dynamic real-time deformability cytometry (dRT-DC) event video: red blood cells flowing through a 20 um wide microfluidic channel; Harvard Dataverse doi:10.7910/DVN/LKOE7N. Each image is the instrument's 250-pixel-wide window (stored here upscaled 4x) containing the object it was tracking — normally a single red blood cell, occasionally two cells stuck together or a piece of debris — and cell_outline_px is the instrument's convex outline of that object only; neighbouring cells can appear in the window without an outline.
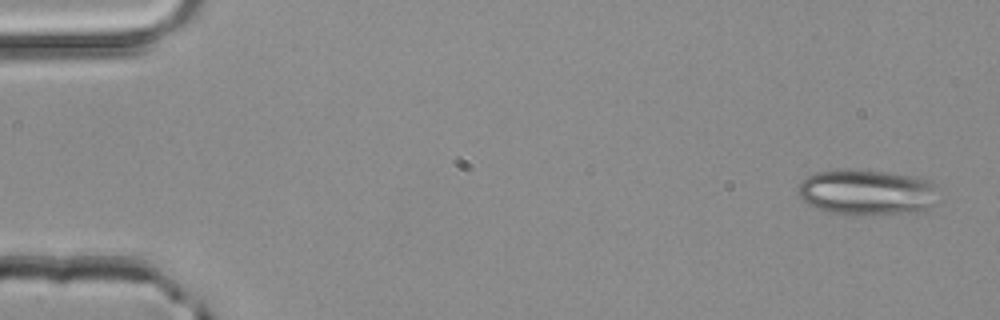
{"species": "common noctule bat (a hibernating species)", "species_latin": "Nyctalus noctula", "temperature_condition": "room temperature", "stored_images_in_passage": 4, "segment_of_instrument_passage": [2, 2], "camera_frame_rate_fps": 3000, "um_per_image_px": 0.085, "animal": {"sex": "male", "body_mass_g": 20.4}, "frame": {"image": 1, "passage_image": 4, "time_ms": 1.0, "image_size_px": [1000, 320], "cell_outline_px": [[944, 200], [940, 204], [924, 212], [868, 216], [856, 216], [828, 212], [816, 208], [808, 204], [800, 196], [800, 184], [808, 176], [816, 172], [884, 172], [916, 176], [932, 180], [936, 184]], "centroid_in_image_um": [73.93, 16.43], "position_along_channel_um": 11.1, "area_um2": 38.03}}